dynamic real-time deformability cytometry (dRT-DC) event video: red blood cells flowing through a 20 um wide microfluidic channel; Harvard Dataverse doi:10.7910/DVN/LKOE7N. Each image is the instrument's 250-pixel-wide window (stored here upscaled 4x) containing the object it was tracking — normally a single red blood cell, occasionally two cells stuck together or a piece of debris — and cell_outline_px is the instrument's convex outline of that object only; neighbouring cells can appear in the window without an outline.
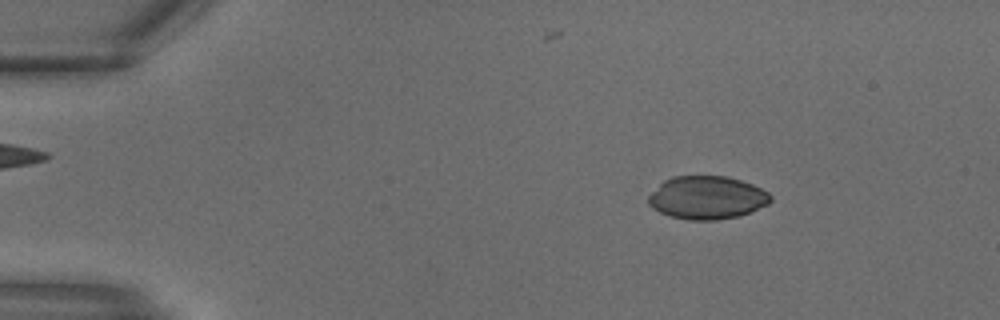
{"species": "common noctule bat (a hibernating species)", "species_latin": "Nyctalus noctula", "temperature_condition": "warm", "stored_images_in_passage": 16, "camera_frame_rate_fps": 3000, "um_per_image_px": 0.085, "animal": {"sex": "male", "body_mass_g": 18.8}, "frame": {"image": 1, "passage_image": 4, "time_ms": 1.0, "image_size_px": [1000, 320], "cell_outline_px": [[772, 200], [768, 204], [740, 216], [716, 220], [688, 220], [672, 216], [660, 212], [652, 208], [648, 204], [648, 196], [664, 180], [672, 176], [728, 176], [752, 184], [768, 192], [772, 196]], "centroid_in_image_um": [60.1, 16.8], "position_along_channel_um": 24.9, "area_um2": 30.69}}
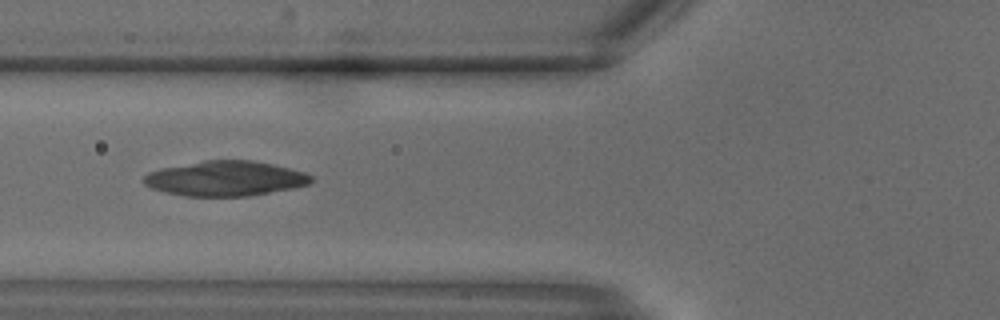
{"frame": {"image": 2, "passage_image": 11, "time_ms": 3.333, "image_size_px": [1000, 320], "cell_outline_px": [[312, 184], [296, 188], [248, 196], [184, 196], [164, 192], [152, 188], [144, 184], [144, 176], [148, 172], [160, 168], [204, 160], [252, 160], [272, 164], [304, 172], [312, 176]], "centroid_in_image_um": [19.16, 15.17], "position_along_channel_um": 106.6, "area_um2": 34.28}}
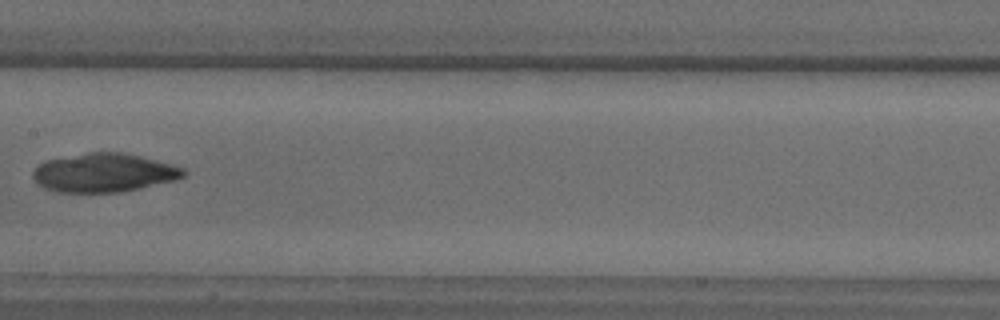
{"frame": {"image": 3, "passage_image": 15, "time_ms": 4.667, "image_size_px": [1000, 320], "cell_outline_px": [[188, 172], [184, 176], [176, 180], [140, 188], [120, 192], [60, 192], [44, 188], [32, 176], [32, 172], [40, 164], [48, 160], [88, 152], [124, 152], [172, 164], [184, 168]], "centroid_in_image_um": [8.88, 14.68], "position_along_channel_um": 198.5, "area_um2": 33.81}}